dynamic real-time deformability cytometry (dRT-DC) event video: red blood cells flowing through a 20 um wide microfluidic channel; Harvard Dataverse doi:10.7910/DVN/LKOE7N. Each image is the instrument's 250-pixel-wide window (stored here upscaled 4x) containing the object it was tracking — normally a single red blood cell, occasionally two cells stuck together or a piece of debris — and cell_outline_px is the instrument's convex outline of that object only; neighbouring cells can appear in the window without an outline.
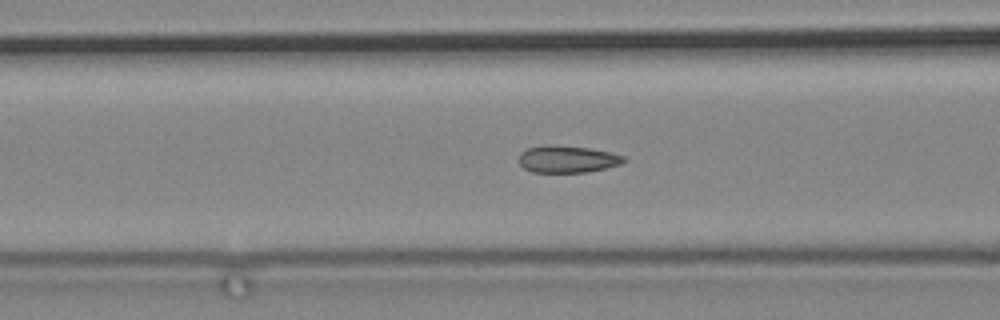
{"species": "common noctule bat (a hibernating species)", "species_latin": "Nyctalus noctula", "temperature_condition": "cold", "stored_images_in_passage": 65, "camera_frame_rate_fps": 3000, "um_per_image_px": 0.085, "animal": {"sex": "male", "body_mass_g": 19.2, "forearm_length_mm": 51.8}, "frame": {"image": 1, "passage_image": 39, "time_ms": 12.667, "image_size_px": [1000, 320], "cell_outline_px": [[628, 160], [620, 164], [588, 172], [532, 172], [524, 168], [520, 164], [520, 152], [528, 148], [544, 144], [548, 144], [592, 148], [612, 152], [624, 156]], "centroid_in_image_um": [48.24, 13.51], "position_along_channel_um": 118.4, "area_um2": 16.7}}
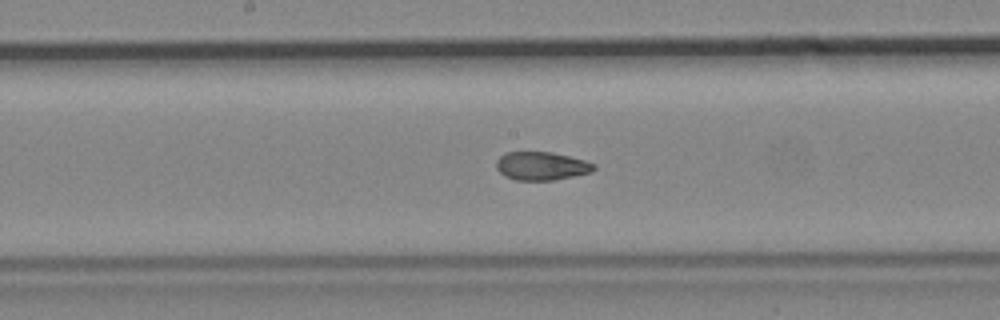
{"frame": {"image": 2, "passage_image": 47, "time_ms": 15.333, "image_size_px": [1000, 320], "cell_outline_px": [[596, 168], [592, 172], [552, 180], [516, 180], [504, 176], [496, 168], [496, 160], [504, 152], [552, 152], [584, 160], [596, 164]], "centroid_in_image_um": [46.01, 14.1], "position_along_channel_um": 202.2, "area_um2": 16.13}}
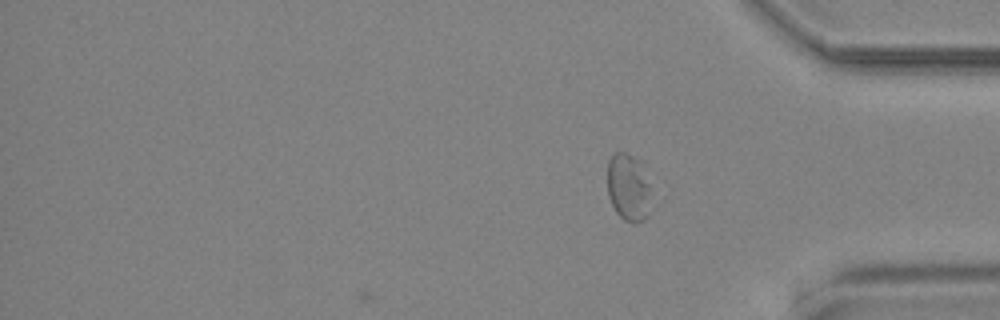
{"frame": {"image": 3, "passage_image": 65, "time_ms": 21.333, "image_size_px": [1000, 320], "cell_outline_px": [[648, 216], [644, 220], [636, 224], [632, 224], [624, 220], [616, 212], [608, 196], [608, 160], [612, 152], [624, 152], [640, 160], [648, 184]], "centroid_in_image_um": [53.37, 15.93], "position_along_channel_um": 381.8, "area_um2": 17.05}}